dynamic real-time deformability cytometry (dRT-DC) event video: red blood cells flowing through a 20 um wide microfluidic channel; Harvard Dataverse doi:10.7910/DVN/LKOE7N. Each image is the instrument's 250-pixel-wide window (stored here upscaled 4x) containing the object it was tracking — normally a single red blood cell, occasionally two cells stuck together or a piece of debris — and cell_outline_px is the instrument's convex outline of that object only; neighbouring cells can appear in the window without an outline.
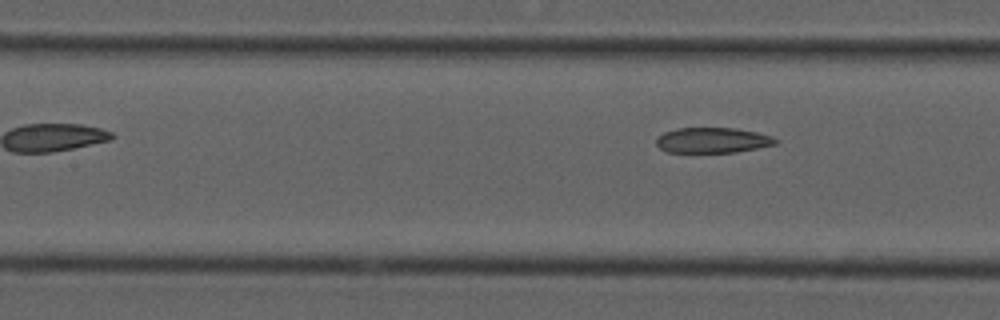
{"species": "common noctule bat (a hibernating species)", "species_latin": "Nyctalus noctula", "temperature_condition": "cold", "stored_images_in_passage": 6, "camera_frame_rate_fps": 3000, "um_per_image_px": 0.085, "animal": {"sex": "male", "forearm_length_mm": 52.5}, "frame": {"image": 1, "passage_image": 6, "time_ms": 1.667, "image_size_px": [1000, 320], "cell_outline_px": [[780, 140], [776, 144], [736, 152], [668, 152], [660, 148], [656, 144], [656, 140], [664, 132], [676, 128], [736, 128], [756, 132], [772, 136]], "centroid_in_image_um": [60.59, 11.91], "position_along_channel_um": 146.8, "area_um2": 17.57}}